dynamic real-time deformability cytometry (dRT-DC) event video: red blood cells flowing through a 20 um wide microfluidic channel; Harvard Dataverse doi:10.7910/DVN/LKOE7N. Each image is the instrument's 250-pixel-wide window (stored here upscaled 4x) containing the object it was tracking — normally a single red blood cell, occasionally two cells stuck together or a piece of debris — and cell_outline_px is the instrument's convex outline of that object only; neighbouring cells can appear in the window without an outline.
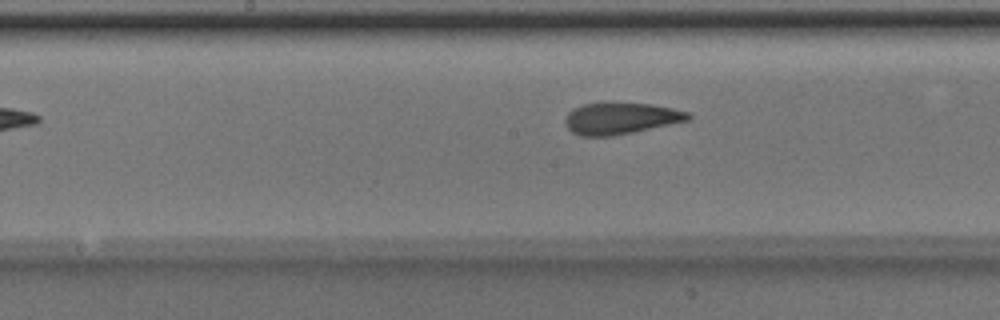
{"species": "Egyptian fruit bat (a non-hibernating species)", "species_latin": "Rousettus aegyptiacus", "temperature_condition": "room temperature", "stored_images_in_passage": 7, "camera_frame_rate_fps": 3000, "um_per_image_px": 0.085, "animal": {"sex": "male"}, "frame": {"image": 1, "passage_image": 7, "time_ms": 2.0, "image_size_px": [1000, 320], "cell_outline_px": [[692, 116], [688, 120], [632, 132], [612, 136], [580, 136], [572, 132], [568, 128], [564, 120], [568, 112], [584, 104], [608, 100], [612, 100], [652, 104], [672, 108], [688, 112]], "centroid_in_image_um": [52.72, 10.02], "position_along_channel_um": 195.5, "area_um2": 23.06}}